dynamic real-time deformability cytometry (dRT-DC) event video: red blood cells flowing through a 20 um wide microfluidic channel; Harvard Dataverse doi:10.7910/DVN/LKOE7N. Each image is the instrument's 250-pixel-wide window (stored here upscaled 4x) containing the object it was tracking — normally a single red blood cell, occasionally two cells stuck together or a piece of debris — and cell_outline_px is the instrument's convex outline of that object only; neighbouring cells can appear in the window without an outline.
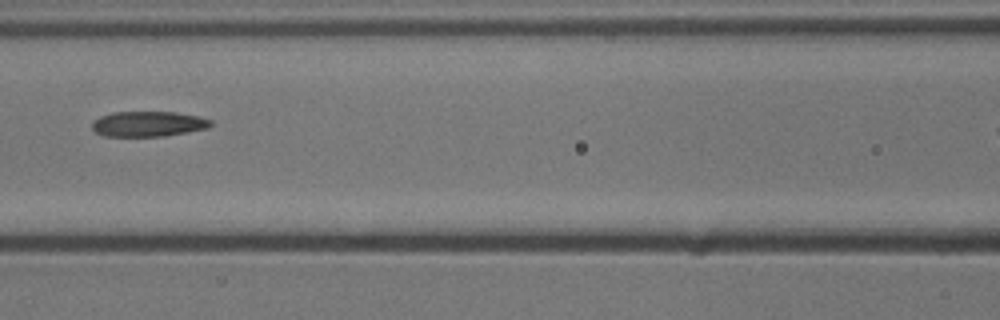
{"species": "common noctule bat (a hibernating species)", "species_latin": "Nyctalus noctula", "temperature_condition": "cold", "stored_images_in_passage": 7, "segment_of_instrument_passage": [1, 2], "camera_frame_rate_fps": 3000, "um_per_image_px": 0.085, "animal": {"sex": "male", "body_mass_g": 13.3}, "frame": {"image": 1, "passage_image": 6, "time_ms": 1.667, "image_size_px": [1000, 320], "cell_outline_px": [[212, 124], [208, 128], [164, 136], [104, 136], [96, 132], [92, 128], [92, 120], [100, 116], [112, 112], [176, 112], [200, 116], [212, 120]], "centroid_in_image_um": [12.59, 10.52], "position_along_channel_um": 154.0, "area_um2": 17.57}}